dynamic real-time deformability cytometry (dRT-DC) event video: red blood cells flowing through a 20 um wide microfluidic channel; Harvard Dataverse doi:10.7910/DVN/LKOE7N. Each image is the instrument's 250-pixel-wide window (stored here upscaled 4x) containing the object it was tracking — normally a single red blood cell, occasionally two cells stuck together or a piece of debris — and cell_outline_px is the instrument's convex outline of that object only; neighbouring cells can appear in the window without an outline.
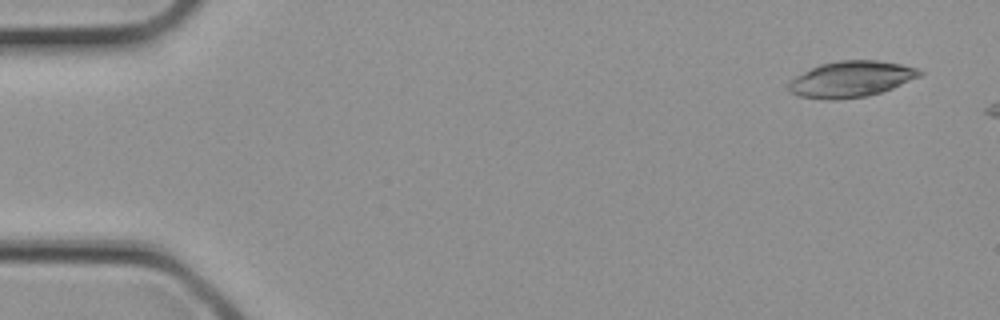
{"species": "common noctule bat (a hibernating species)", "species_latin": "Nyctalus noctula", "temperature_condition": "cold", "stored_images_in_passage": 3, "segment_of_instrument_passage": [2, 2], "camera_frame_rate_fps": 3000, "um_per_image_px": 0.085, "animal": {"sex": "female", "body_mass_g": 21.9}, "frame": {"image": 1, "passage_image": 3, "time_ms": 0.667, "image_size_px": [1000, 320], "cell_outline_px": [[924, 72], [920, 76], [892, 88], [868, 96], [836, 100], [824, 100], [800, 96], [792, 92], [788, 88], [788, 84], [796, 76], [820, 64], [836, 60], [880, 60], [920, 68]], "centroid_in_image_um": [72.37, 6.72], "position_along_channel_um": 12.6, "area_um2": 27.51}}